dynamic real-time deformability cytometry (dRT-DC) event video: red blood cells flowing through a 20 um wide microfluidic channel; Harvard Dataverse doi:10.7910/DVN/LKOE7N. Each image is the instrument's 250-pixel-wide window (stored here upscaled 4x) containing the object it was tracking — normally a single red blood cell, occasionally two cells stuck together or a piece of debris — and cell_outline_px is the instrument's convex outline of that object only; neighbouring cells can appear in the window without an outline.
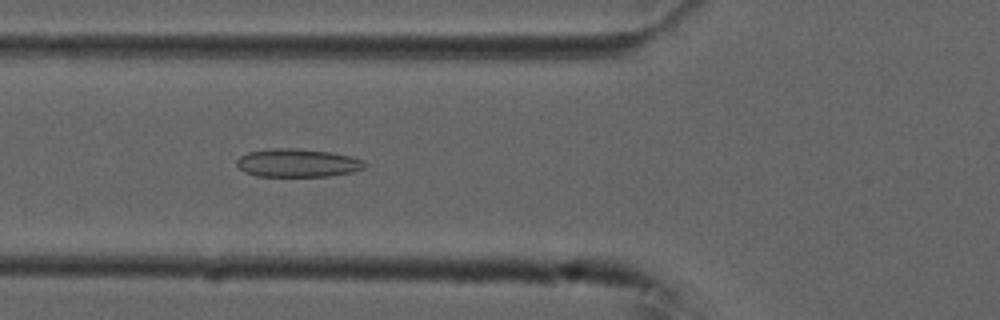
{"species": "common noctule bat (a hibernating species)", "species_latin": "Nyctalus noctula", "temperature_condition": "cold", "stored_images_in_passage": 54, "camera_frame_rate_fps": 3000, "um_per_image_px": 0.085, "animal": {"sex": "male", "forearm_length_mm": 52.5}, "frame": {"image": 1, "passage_image": 20, "time_ms": 6.333, "image_size_px": [1000, 320], "cell_outline_px": [[368, 164], [364, 168], [352, 172], [328, 176], [256, 176], [244, 172], [236, 164], [236, 160], [240, 156], [248, 152], [272, 148], [296, 148], [332, 152], [352, 156], [364, 160]], "centroid_in_image_um": [25.31, 13.84], "position_along_channel_um": 100.5, "area_um2": 21.27}}
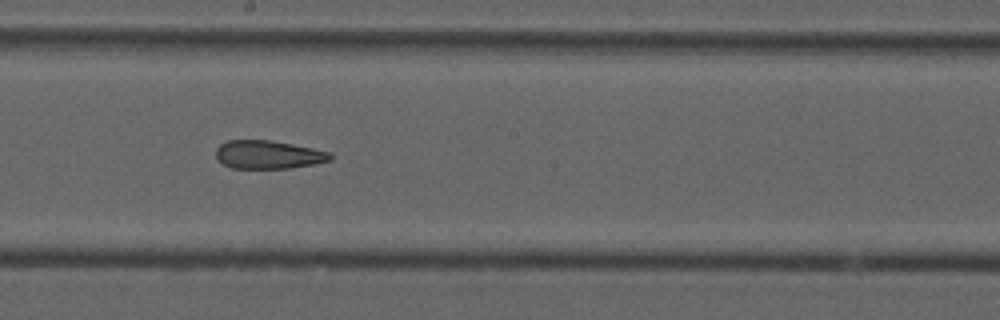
{"frame": {"image": 2, "passage_image": 30, "time_ms": 9.667, "image_size_px": [1000, 320], "cell_outline_px": [[332, 160], [316, 164], [288, 168], [232, 168], [224, 164], [216, 156], [216, 148], [220, 144], [228, 140], [268, 140], [292, 144], [332, 152]], "centroid_in_image_um": [22.83, 13.14], "position_along_channel_um": 225.4, "area_um2": 18.84}}
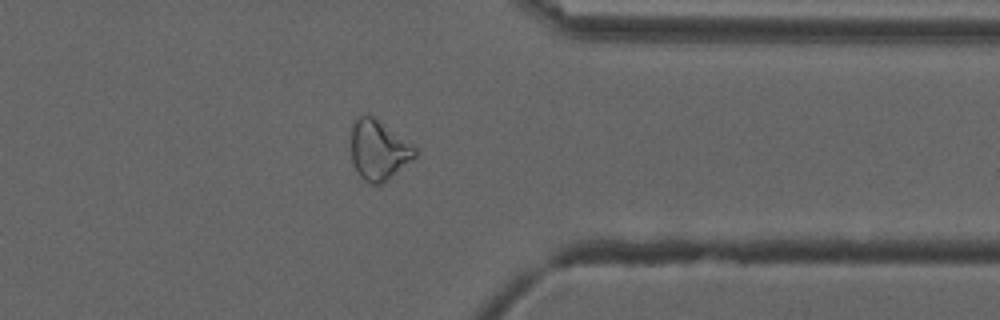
{"frame": {"image": 3, "passage_image": 43, "time_ms": 14.0, "image_size_px": [1000, 320], "cell_outline_px": [[416, 156], [380, 184], [372, 184], [364, 180], [360, 176], [352, 164], [352, 124], [360, 116], [372, 116], [412, 144], [416, 148]], "centroid_in_image_um": [32.16, 12.76], "position_along_channel_um": 379.2, "area_um2": 21.56}, "authors_computed_cell_mechanics": {"area_um2": 22.6576, "velocity_mm_per_s": 3.7349, "shape_relaxation_time_tau1_ms": null, "shape_relaxation_time_tau2_ms": 3.8518, "deformation_change_tau1": null, "deformation_change_tau2": 0.1303}}